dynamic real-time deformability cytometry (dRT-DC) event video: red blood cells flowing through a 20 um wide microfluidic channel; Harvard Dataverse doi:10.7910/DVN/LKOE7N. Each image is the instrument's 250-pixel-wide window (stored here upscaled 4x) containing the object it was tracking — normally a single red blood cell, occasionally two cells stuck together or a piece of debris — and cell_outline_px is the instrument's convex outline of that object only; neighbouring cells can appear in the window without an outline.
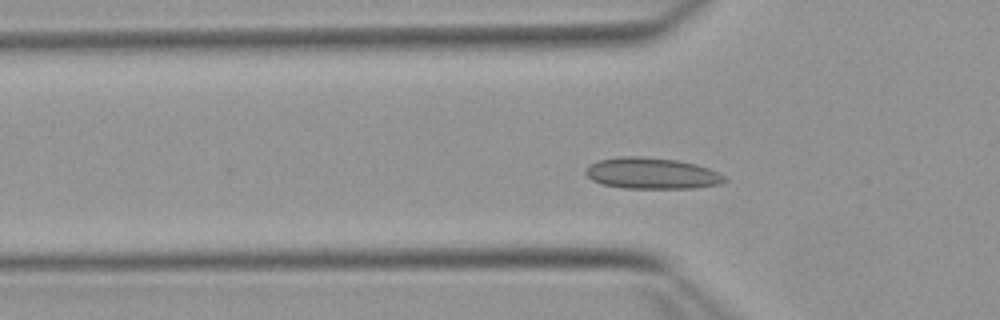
{"species": "Egyptian fruit bat (a non-hibernating species)", "species_latin": "Rousettus aegyptiacus", "temperature_condition": "warm", "stored_images_in_passage": 53, "camera_frame_rate_fps": 3000, "um_per_image_px": 0.085, "animal": {"sex": "female"}, "frame": {"image": 1, "passage_image": 16, "time_ms": 5.0, "image_size_px": [1000, 320], "cell_outline_px": [[728, 180], [720, 184], [696, 188], [624, 188], [600, 184], [592, 180], [584, 172], [592, 164], [600, 160], [620, 156], [644, 156], [676, 160], [696, 164], [708, 168], [724, 176]], "centroid_in_image_um": [55.41, 14.74], "position_along_channel_um": 70.4, "area_um2": 25.2}}
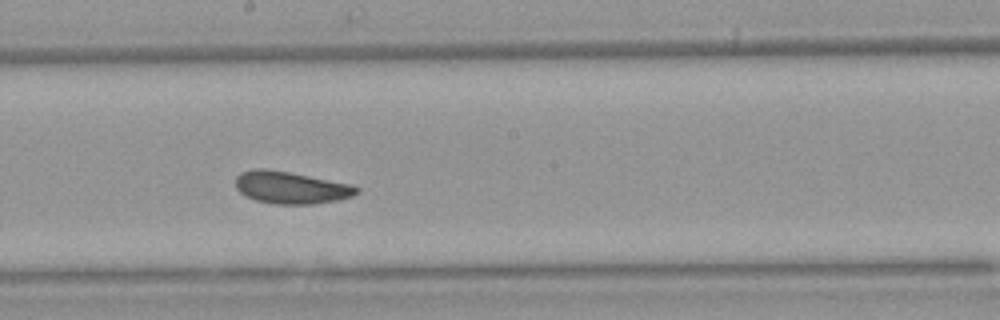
{"frame": {"image": 2, "passage_image": 28, "time_ms": 9.0, "image_size_px": [1000, 320], "cell_outline_px": [[360, 192], [352, 196], [336, 200], [312, 204], [276, 204], [256, 200], [244, 196], [236, 188], [236, 176], [240, 172], [256, 168], [264, 168], [288, 172], [352, 184], [360, 188]], "centroid_in_image_um": [24.72, 15.94], "position_along_channel_um": 223.5, "area_um2": 22.72}}
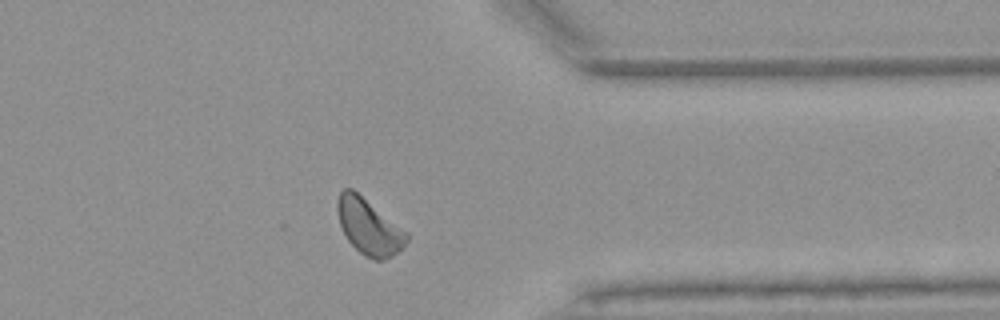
{"frame": {"image": 3, "passage_image": 41, "time_ms": 13.333, "image_size_px": [1000, 320], "cell_outline_px": [[408, 240], [392, 256], [384, 260], [376, 260], [364, 256], [348, 240], [340, 224], [336, 208], [336, 204], [340, 192], [344, 188], [352, 188], [408, 232]], "centroid_in_image_um": [31.35, 19.26], "position_along_channel_um": 380.1, "area_um2": 22.25}, "authors_computed_cell_mechanics": {"area_um2": 22.6576, "velocity_mm_per_s": 3.8271, "shape_relaxation_time_tau1_ms": null, "shape_relaxation_time_tau2_ms": 1.6668, "deformation_change_tau1": null, "deformation_change_tau2": 0.0511}}